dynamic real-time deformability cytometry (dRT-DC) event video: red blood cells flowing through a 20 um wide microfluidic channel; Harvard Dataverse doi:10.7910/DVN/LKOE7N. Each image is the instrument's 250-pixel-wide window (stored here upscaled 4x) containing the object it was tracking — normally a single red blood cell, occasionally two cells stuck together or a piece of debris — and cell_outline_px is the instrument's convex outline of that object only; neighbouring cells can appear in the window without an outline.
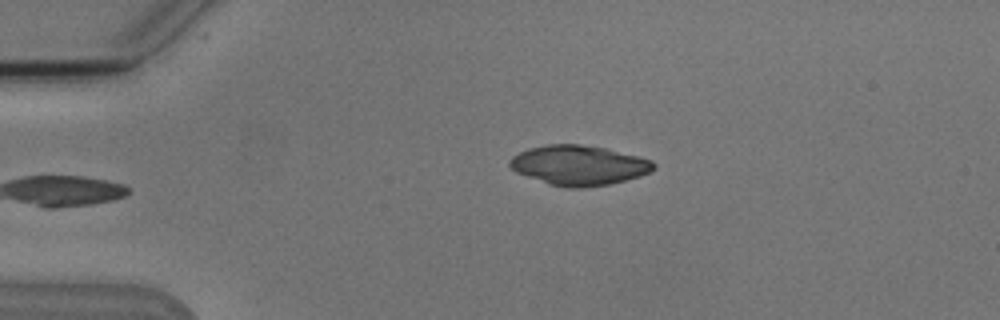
{"species": "Egyptian fruit bat (a non-hibernating species)", "species_latin": "Rousettus aegyptiacus", "temperature_condition": "cold", "stored_images_in_passage": 3, "camera_frame_rate_fps": 3000, "um_per_image_px": 0.085, "animal": {"sex": "male"}, "frame": {"image": 1, "passage_image": 3, "time_ms": 3.333, "image_size_px": [1000, 320], "cell_outline_px": [[656, 168], [640, 176], [608, 184], [584, 188], [568, 188], [548, 184], [516, 172], [508, 164], [508, 160], [512, 156], [528, 148], [548, 144], [580, 144], [604, 148], [640, 156], [652, 160], [656, 164]], "centroid_in_image_um": [49.19, 14.04], "position_along_channel_um": 35.8, "area_um2": 33.47}}